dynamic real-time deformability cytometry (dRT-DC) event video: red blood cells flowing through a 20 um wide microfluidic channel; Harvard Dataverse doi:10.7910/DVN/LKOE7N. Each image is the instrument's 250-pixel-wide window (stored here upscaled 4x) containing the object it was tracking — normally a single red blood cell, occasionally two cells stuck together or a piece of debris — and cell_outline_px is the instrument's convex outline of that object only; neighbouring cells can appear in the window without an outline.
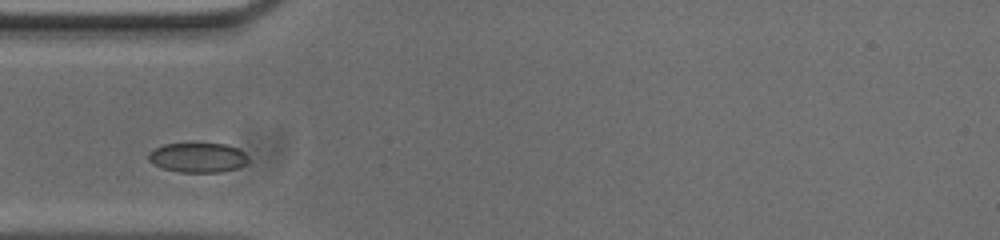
{"species": "common noctule bat (a hibernating species)", "species_latin": "Nyctalus noctula", "temperature_condition": "cold", "stored_images_in_passage": 4, "camera_frame_rate_fps": 3000, "um_per_image_px": 0.085, "animal": {"sex": "male", "body_mass_g": 20.0, "forearm_length_mm": 53.3}, "frame": {"image": 1, "passage_image": 2, "time_ms": 0.333, "image_size_px": [1000, 240], "cell_outline_px": [[248, 160], [244, 164], [236, 168], [220, 172], [180, 172], [164, 168], [148, 160], [148, 152], [152, 148], [164, 144], [224, 144], [236, 148], [244, 152], [248, 156]], "centroid_in_image_um": [16.79, 13.39], "position_along_channel_um": 68.2, "area_um2": 17.05}}